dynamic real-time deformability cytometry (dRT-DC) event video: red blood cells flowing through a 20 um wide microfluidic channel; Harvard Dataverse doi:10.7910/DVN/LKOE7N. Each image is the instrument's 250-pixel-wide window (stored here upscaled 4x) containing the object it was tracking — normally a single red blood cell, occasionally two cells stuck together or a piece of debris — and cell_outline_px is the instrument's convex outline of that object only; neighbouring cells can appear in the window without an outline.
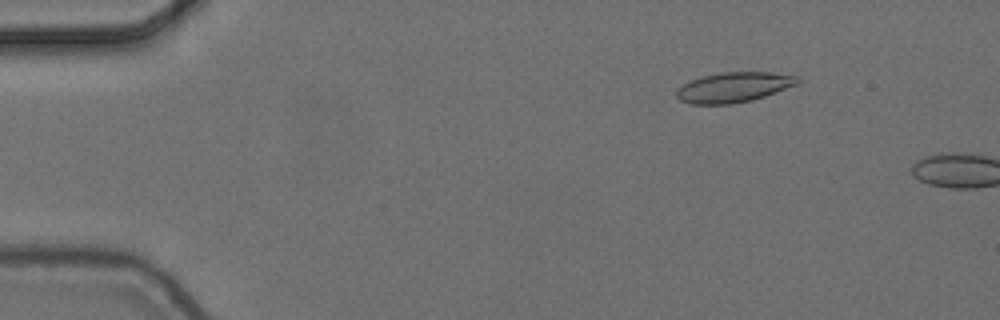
{"species": "common noctule bat (a hibernating species)", "species_latin": "Nyctalus noctula", "temperature_condition": "cold", "stored_images_in_passage": 4, "camera_frame_rate_fps": 3000, "um_per_image_px": 0.085, "animal": {"sex": "female", "body_mass_g": 24.6, "forearm_length_mm": 56.2}, "frame": {"image": 1, "passage_image": 3, "time_ms": 0.667, "image_size_px": [1000, 320], "cell_outline_px": [[800, 80], [796, 84], [764, 96], [752, 100], [732, 104], [692, 104], [680, 100], [676, 96], [676, 88], [700, 76], [720, 72], [772, 72], [800, 76]], "centroid_in_image_um": [62.35, 7.41], "position_along_channel_um": 22.7, "area_um2": 21.21}}